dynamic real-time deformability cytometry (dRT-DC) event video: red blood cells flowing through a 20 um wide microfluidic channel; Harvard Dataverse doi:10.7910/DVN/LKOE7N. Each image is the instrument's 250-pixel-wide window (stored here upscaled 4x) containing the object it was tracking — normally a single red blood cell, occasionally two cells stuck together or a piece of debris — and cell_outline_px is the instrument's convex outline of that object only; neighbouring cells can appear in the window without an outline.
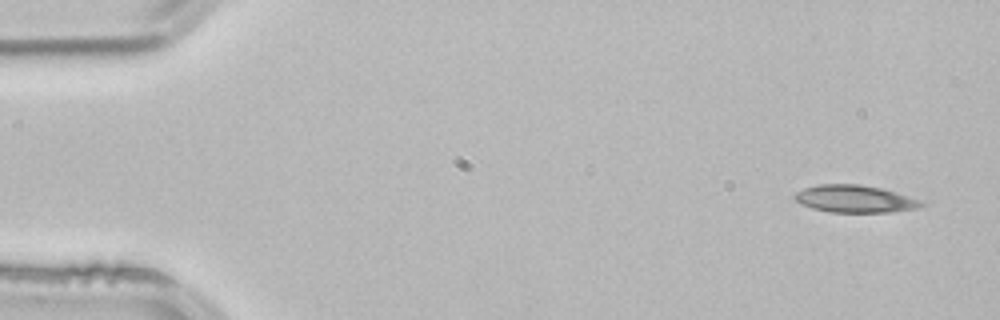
{"species": "common noctule bat (a hibernating species)", "species_latin": "Nyctalus noctula", "temperature_condition": "room temperature", "stored_images_in_passage": 3, "camera_frame_rate_fps": 3000, "um_per_image_px": 0.085, "animal": {"sex": "male", "body_mass_g": 21.5, "forearm_length_mm": 52.0}, "frame": {"image": 1, "passage_image": 1, "time_ms": 0.0, "image_size_px": [1000, 320], "cell_outline_px": [[924, 204], [916, 208], [888, 212], [828, 212], [812, 208], [800, 204], [792, 196], [796, 192], [804, 188], [816, 184], [856, 184], [880, 188], [916, 200]], "centroid_in_image_um": [72.51, 16.9], "position_along_channel_um": 12.5, "area_um2": 19.71}}
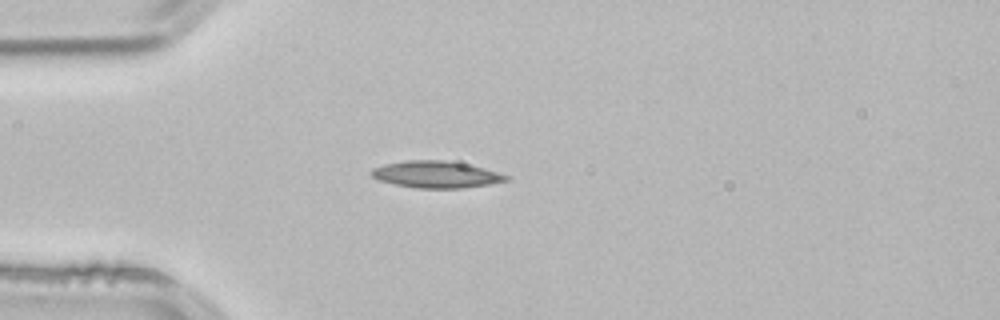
{"frame": {"image": 2, "passage_image": 3, "time_ms": 0.667, "image_size_px": [1000, 320], "cell_outline_px": [[512, 176], [508, 180], [488, 184], [464, 188], [420, 188], [396, 184], [380, 180], [372, 176], [368, 172], [372, 168], [384, 164], [408, 160], [444, 160], [484, 168]], "centroid_in_image_um": [37.07, 14.82], "position_along_channel_um": 47.9, "area_um2": 20.87}}